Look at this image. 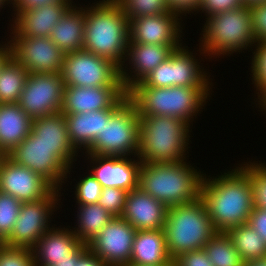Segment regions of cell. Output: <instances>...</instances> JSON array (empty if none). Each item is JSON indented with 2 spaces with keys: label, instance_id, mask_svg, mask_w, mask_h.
<instances>
[{
  "label": "cell",
  "instance_id": "cell-33",
  "mask_svg": "<svg viewBox=\"0 0 266 266\" xmlns=\"http://www.w3.org/2000/svg\"><path fill=\"white\" fill-rule=\"evenodd\" d=\"M130 21L131 19L160 15L169 12L166 0H115Z\"/></svg>",
  "mask_w": 266,
  "mask_h": 266
},
{
  "label": "cell",
  "instance_id": "cell-23",
  "mask_svg": "<svg viewBox=\"0 0 266 266\" xmlns=\"http://www.w3.org/2000/svg\"><path fill=\"white\" fill-rule=\"evenodd\" d=\"M172 261L163 229L136 231L130 264L127 266H162Z\"/></svg>",
  "mask_w": 266,
  "mask_h": 266
},
{
  "label": "cell",
  "instance_id": "cell-1",
  "mask_svg": "<svg viewBox=\"0 0 266 266\" xmlns=\"http://www.w3.org/2000/svg\"><path fill=\"white\" fill-rule=\"evenodd\" d=\"M210 180L203 177L200 198L215 230L226 233L230 228L246 224L254 207L249 176L237 167Z\"/></svg>",
  "mask_w": 266,
  "mask_h": 266
},
{
  "label": "cell",
  "instance_id": "cell-7",
  "mask_svg": "<svg viewBox=\"0 0 266 266\" xmlns=\"http://www.w3.org/2000/svg\"><path fill=\"white\" fill-rule=\"evenodd\" d=\"M206 19L201 38L205 54H231L256 43L252 15L247 6L213 14Z\"/></svg>",
  "mask_w": 266,
  "mask_h": 266
},
{
  "label": "cell",
  "instance_id": "cell-12",
  "mask_svg": "<svg viewBox=\"0 0 266 266\" xmlns=\"http://www.w3.org/2000/svg\"><path fill=\"white\" fill-rule=\"evenodd\" d=\"M59 189H53L46 197L23 202L11 234L2 242L9 247L32 249L50 229L49 215L55 209Z\"/></svg>",
  "mask_w": 266,
  "mask_h": 266
},
{
  "label": "cell",
  "instance_id": "cell-32",
  "mask_svg": "<svg viewBox=\"0 0 266 266\" xmlns=\"http://www.w3.org/2000/svg\"><path fill=\"white\" fill-rule=\"evenodd\" d=\"M213 266H243L244 260L234 247L230 237L224 232H217L204 245Z\"/></svg>",
  "mask_w": 266,
  "mask_h": 266
},
{
  "label": "cell",
  "instance_id": "cell-41",
  "mask_svg": "<svg viewBox=\"0 0 266 266\" xmlns=\"http://www.w3.org/2000/svg\"><path fill=\"white\" fill-rule=\"evenodd\" d=\"M252 28L257 43L266 42V2L249 7Z\"/></svg>",
  "mask_w": 266,
  "mask_h": 266
},
{
  "label": "cell",
  "instance_id": "cell-43",
  "mask_svg": "<svg viewBox=\"0 0 266 266\" xmlns=\"http://www.w3.org/2000/svg\"><path fill=\"white\" fill-rule=\"evenodd\" d=\"M173 262L174 266H213L204 249L180 254Z\"/></svg>",
  "mask_w": 266,
  "mask_h": 266
},
{
  "label": "cell",
  "instance_id": "cell-4",
  "mask_svg": "<svg viewBox=\"0 0 266 266\" xmlns=\"http://www.w3.org/2000/svg\"><path fill=\"white\" fill-rule=\"evenodd\" d=\"M189 126L190 124L180 118L139 116L140 137L137 157L142 163L184 161L190 137Z\"/></svg>",
  "mask_w": 266,
  "mask_h": 266
},
{
  "label": "cell",
  "instance_id": "cell-29",
  "mask_svg": "<svg viewBox=\"0 0 266 266\" xmlns=\"http://www.w3.org/2000/svg\"><path fill=\"white\" fill-rule=\"evenodd\" d=\"M28 74L13 56L5 62L0 70V104L19 101Z\"/></svg>",
  "mask_w": 266,
  "mask_h": 266
},
{
  "label": "cell",
  "instance_id": "cell-8",
  "mask_svg": "<svg viewBox=\"0 0 266 266\" xmlns=\"http://www.w3.org/2000/svg\"><path fill=\"white\" fill-rule=\"evenodd\" d=\"M77 151L75 147L46 146L29 134L7 156L15 163L39 174L54 189L60 190L64 182L62 180L67 178Z\"/></svg>",
  "mask_w": 266,
  "mask_h": 266
},
{
  "label": "cell",
  "instance_id": "cell-38",
  "mask_svg": "<svg viewBox=\"0 0 266 266\" xmlns=\"http://www.w3.org/2000/svg\"><path fill=\"white\" fill-rule=\"evenodd\" d=\"M76 188V198L79 205L98 203L101 196L102 187L96 178L89 174L81 179Z\"/></svg>",
  "mask_w": 266,
  "mask_h": 266
},
{
  "label": "cell",
  "instance_id": "cell-52",
  "mask_svg": "<svg viewBox=\"0 0 266 266\" xmlns=\"http://www.w3.org/2000/svg\"><path fill=\"white\" fill-rule=\"evenodd\" d=\"M258 99L260 100L259 104L261 105V107L263 106L262 109L265 110V108H266V92Z\"/></svg>",
  "mask_w": 266,
  "mask_h": 266
},
{
  "label": "cell",
  "instance_id": "cell-35",
  "mask_svg": "<svg viewBox=\"0 0 266 266\" xmlns=\"http://www.w3.org/2000/svg\"><path fill=\"white\" fill-rule=\"evenodd\" d=\"M240 167L250 178L254 207L266 210V165L264 163L244 164Z\"/></svg>",
  "mask_w": 266,
  "mask_h": 266
},
{
  "label": "cell",
  "instance_id": "cell-50",
  "mask_svg": "<svg viewBox=\"0 0 266 266\" xmlns=\"http://www.w3.org/2000/svg\"><path fill=\"white\" fill-rule=\"evenodd\" d=\"M243 266H266V257L245 261Z\"/></svg>",
  "mask_w": 266,
  "mask_h": 266
},
{
  "label": "cell",
  "instance_id": "cell-20",
  "mask_svg": "<svg viewBox=\"0 0 266 266\" xmlns=\"http://www.w3.org/2000/svg\"><path fill=\"white\" fill-rule=\"evenodd\" d=\"M86 246L72 230L50 228L31 250L35 266H53L60 260L74 259Z\"/></svg>",
  "mask_w": 266,
  "mask_h": 266
},
{
  "label": "cell",
  "instance_id": "cell-2",
  "mask_svg": "<svg viewBox=\"0 0 266 266\" xmlns=\"http://www.w3.org/2000/svg\"><path fill=\"white\" fill-rule=\"evenodd\" d=\"M86 9L83 49L121 68L129 43L128 18L115 0H102Z\"/></svg>",
  "mask_w": 266,
  "mask_h": 266
},
{
  "label": "cell",
  "instance_id": "cell-18",
  "mask_svg": "<svg viewBox=\"0 0 266 266\" xmlns=\"http://www.w3.org/2000/svg\"><path fill=\"white\" fill-rule=\"evenodd\" d=\"M98 167L91 174L102 188L114 187L130 192L139 187L141 160L132 161L126 156L88 154Z\"/></svg>",
  "mask_w": 266,
  "mask_h": 266
},
{
  "label": "cell",
  "instance_id": "cell-28",
  "mask_svg": "<svg viewBox=\"0 0 266 266\" xmlns=\"http://www.w3.org/2000/svg\"><path fill=\"white\" fill-rule=\"evenodd\" d=\"M30 134L49 147H74L61 112L33 119Z\"/></svg>",
  "mask_w": 266,
  "mask_h": 266
},
{
  "label": "cell",
  "instance_id": "cell-24",
  "mask_svg": "<svg viewBox=\"0 0 266 266\" xmlns=\"http://www.w3.org/2000/svg\"><path fill=\"white\" fill-rule=\"evenodd\" d=\"M32 121L18 103L0 104L1 154H9L30 134Z\"/></svg>",
  "mask_w": 266,
  "mask_h": 266
},
{
  "label": "cell",
  "instance_id": "cell-26",
  "mask_svg": "<svg viewBox=\"0 0 266 266\" xmlns=\"http://www.w3.org/2000/svg\"><path fill=\"white\" fill-rule=\"evenodd\" d=\"M85 27V8L76 10L72 6L54 26L50 39L64 53L83 49Z\"/></svg>",
  "mask_w": 266,
  "mask_h": 266
},
{
  "label": "cell",
  "instance_id": "cell-47",
  "mask_svg": "<svg viewBox=\"0 0 266 266\" xmlns=\"http://www.w3.org/2000/svg\"><path fill=\"white\" fill-rule=\"evenodd\" d=\"M15 9H30L61 0H11Z\"/></svg>",
  "mask_w": 266,
  "mask_h": 266
},
{
  "label": "cell",
  "instance_id": "cell-14",
  "mask_svg": "<svg viewBox=\"0 0 266 266\" xmlns=\"http://www.w3.org/2000/svg\"><path fill=\"white\" fill-rule=\"evenodd\" d=\"M12 34L15 36L8 42L12 56L29 74L61 72L65 54L49 37H21L15 31Z\"/></svg>",
  "mask_w": 266,
  "mask_h": 266
},
{
  "label": "cell",
  "instance_id": "cell-53",
  "mask_svg": "<svg viewBox=\"0 0 266 266\" xmlns=\"http://www.w3.org/2000/svg\"><path fill=\"white\" fill-rule=\"evenodd\" d=\"M11 0H0V7L5 4V2L10 3Z\"/></svg>",
  "mask_w": 266,
  "mask_h": 266
},
{
  "label": "cell",
  "instance_id": "cell-54",
  "mask_svg": "<svg viewBox=\"0 0 266 266\" xmlns=\"http://www.w3.org/2000/svg\"><path fill=\"white\" fill-rule=\"evenodd\" d=\"M162 266H174V262L172 261L170 264H168V265H162Z\"/></svg>",
  "mask_w": 266,
  "mask_h": 266
},
{
  "label": "cell",
  "instance_id": "cell-51",
  "mask_svg": "<svg viewBox=\"0 0 266 266\" xmlns=\"http://www.w3.org/2000/svg\"><path fill=\"white\" fill-rule=\"evenodd\" d=\"M242 1H243L244 6H247V7H251L253 5L266 2V0H242Z\"/></svg>",
  "mask_w": 266,
  "mask_h": 266
},
{
  "label": "cell",
  "instance_id": "cell-16",
  "mask_svg": "<svg viewBox=\"0 0 266 266\" xmlns=\"http://www.w3.org/2000/svg\"><path fill=\"white\" fill-rule=\"evenodd\" d=\"M54 188L39 174L15 163L7 155L0 160V191L19 201H36L46 197Z\"/></svg>",
  "mask_w": 266,
  "mask_h": 266
},
{
  "label": "cell",
  "instance_id": "cell-44",
  "mask_svg": "<svg viewBox=\"0 0 266 266\" xmlns=\"http://www.w3.org/2000/svg\"><path fill=\"white\" fill-rule=\"evenodd\" d=\"M266 242V210L253 207L247 222Z\"/></svg>",
  "mask_w": 266,
  "mask_h": 266
},
{
  "label": "cell",
  "instance_id": "cell-48",
  "mask_svg": "<svg viewBox=\"0 0 266 266\" xmlns=\"http://www.w3.org/2000/svg\"><path fill=\"white\" fill-rule=\"evenodd\" d=\"M12 56L11 45L0 46V70L5 62Z\"/></svg>",
  "mask_w": 266,
  "mask_h": 266
},
{
  "label": "cell",
  "instance_id": "cell-15",
  "mask_svg": "<svg viewBox=\"0 0 266 266\" xmlns=\"http://www.w3.org/2000/svg\"><path fill=\"white\" fill-rule=\"evenodd\" d=\"M123 85L101 87L65 86L61 113L63 115L118 109L127 99Z\"/></svg>",
  "mask_w": 266,
  "mask_h": 266
},
{
  "label": "cell",
  "instance_id": "cell-13",
  "mask_svg": "<svg viewBox=\"0 0 266 266\" xmlns=\"http://www.w3.org/2000/svg\"><path fill=\"white\" fill-rule=\"evenodd\" d=\"M136 231L127 220L113 217L87 247L107 266H127L130 264Z\"/></svg>",
  "mask_w": 266,
  "mask_h": 266
},
{
  "label": "cell",
  "instance_id": "cell-30",
  "mask_svg": "<svg viewBox=\"0 0 266 266\" xmlns=\"http://www.w3.org/2000/svg\"><path fill=\"white\" fill-rule=\"evenodd\" d=\"M79 206V225L72 232L81 243L88 244L113 219V216L99 203Z\"/></svg>",
  "mask_w": 266,
  "mask_h": 266
},
{
  "label": "cell",
  "instance_id": "cell-36",
  "mask_svg": "<svg viewBox=\"0 0 266 266\" xmlns=\"http://www.w3.org/2000/svg\"><path fill=\"white\" fill-rule=\"evenodd\" d=\"M128 192L119 188H102L98 203L113 217H121L126 203Z\"/></svg>",
  "mask_w": 266,
  "mask_h": 266
},
{
  "label": "cell",
  "instance_id": "cell-6",
  "mask_svg": "<svg viewBox=\"0 0 266 266\" xmlns=\"http://www.w3.org/2000/svg\"><path fill=\"white\" fill-rule=\"evenodd\" d=\"M209 87L133 86L127 91L139 116L158 115L180 118L190 123L206 102Z\"/></svg>",
  "mask_w": 266,
  "mask_h": 266
},
{
  "label": "cell",
  "instance_id": "cell-21",
  "mask_svg": "<svg viewBox=\"0 0 266 266\" xmlns=\"http://www.w3.org/2000/svg\"><path fill=\"white\" fill-rule=\"evenodd\" d=\"M168 207L139 187L128 192L122 218L137 231L163 229Z\"/></svg>",
  "mask_w": 266,
  "mask_h": 266
},
{
  "label": "cell",
  "instance_id": "cell-10",
  "mask_svg": "<svg viewBox=\"0 0 266 266\" xmlns=\"http://www.w3.org/2000/svg\"><path fill=\"white\" fill-rule=\"evenodd\" d=\"M61 76L65 86L123 85L116 64L84 49L65 54Z\"/></svg>",
  "mask_w": 266,
  "mask_h": 266
},
{
  "label": "cell",
  "instance_id": "cell-45",
  "mask_svg": "<svg viewBox=\"0 0 266 266\" xmlns=\"http://www.w3.org/2000/svg\"><path fill=\"white\" fill-rule=\"evenodd\" d=\"M166 3L169 11L179 16L187 11L188 13L192 10L197 11L201 0H166Z\"/></svg>",
  "mask_w": 266,
  "mask_h": 266
},
{
  "label": "cell",
  "instance_id": "cell-27",
  "mask_svg": "<svg viewBox=\"0 0 266 266\" xmlns=\"http://www.w3.org/2000/svg\"><path fill=\"white\" fill-rule=\"evenodd\" d=\"M180 46L171 54L172 87H210L209 78L202 72L197 59Z\"/></svg>",
  "mask_w": 266,
  "mask_h": 266
},
{
  "label": "cell",
  "instance_id": "cell-46",
  "mask_svg": "<svg viewBox=\"0 0 266 266\" xmlns=\"http://www.w3.org/2000/svg\"><path fill=\"white\" fill-rule=\"evenodd\" d=\"M75 266H107L93 252L87 249L76 262Z\"/></svg>",
  "mask_w": 266,
  "mask_h": 266
},
{
  "label": "cell",
  "instance_id": "cell-9",
  "mask_svg": "<svg viewBox=\"0 0 266 266\" xmlns=\"http://www.w3.org/2000/svg\"><path fill=\"white\" fill-rule=\"evenodd\" d=\"M139 114L128 98L104 124L102 132L87 149L88 154L126 156L138 155Z\"/></svg>",
  "mask_w": 266,
  "mask_h": 266
},
{
  "label": "cell",
  "instance_id": "cell-49",
  "mask_svg": "<svg viewBox=\"0 0 266 266\" xmlns=\"http://www.w3.org/2000/svg\"><path fill=\"white\" fill-rule=\"evenodd\" d=\"M88 249L86 246L74 259H63L58 261L53 266H75L76 262L78 261V258Z\"/></svg>",
  "mask_w": 266,
  "mask_h": 266
},
{
  "label": "cell",
  "instance_id": "cell-19",
  "mask_svg": "<svg viewBox=\"0 0 266 266\" xmlns=\"http://www.w3.org/2000/svg\"><path fill=\"white\" fill-rule=\"evenodd\" d=\"M71 0L55 1L30 9H16L14 31L21 37L48 38L52 29L72 7Z\"/></svg>",
  "mask_w": 266,
  "mask_h": 266
},
{
  "label": "cell",
  "instance_id": "cell-31",
  "mask_svg": "<svg viewBox=\"0 0 266 266\" xmlns=\"http://www.w3.org/2000/svg\"><path fill=\"white\" fill-rule=\"evenodd\" d=\"M226 234L244 262L266 257L265 240L248 223L230 228Z\"/></svg>",
  "mask_w": 266,
  "mask_h": 266
},
{
  "label": "cell",
  "instance_id": "cell-3",
  "mask_svg": "<svg viewBox=\"0 0 266 266\" xmlns=\"http://www.w3.org/2000/svg\"><path fill=\"white\" fill-rule=\"evenodd\" d=\"M202 175L184 161L142 163L139 188L167 207L186 204L200 198Z\"/></svg>",
  "mask_w": 266,
  "mask_h": 266
},
{
  "label": "cell",
  "instance_id": "cell-34",
  "mask_svg": "<svg viewBox=\"0 0 266 266\" xmlns=\"http://www.w3.org/2000/svg\"><path fill=\"white\" fill-rule=\"evenodd\" d=\"M21 204L16 197L0 191V243L11 234Z\"/></svg>",
  "mask_w": 266,
  "mask_h": 266
},
{
  "label": "cell",
  "instance_id": "cell-5",
  "mask_svg": "<svg viewBox=\"0 0 266 266\" xmlns=\"http://www.w3.org/2000/svg\"><path fill=\"white\" fill-rule=\"evenodd\" d=\"M163 230L166 248L172 260L180 254L203 249L217 233L201 198L169 206Z\"/></svg>",
  "mask_w": 266,
  "mask_h": 266
},
{
  "label": "cell",
  "instance_id": "cell-40",
  "mask_svg": "<svg viewBox=\"0 0 266 266\" xmlns=\"http://www.w3.org/2000/svg\"><path fill=\"white\" fill-rule=\"evenodd\" d=\"M134 86L172 87L171 55Z\"/></svg>",
  "mask_w": 266,
  "mask_h": 266
},
{
  "label": "cell",
  "instance_id": "cell-39",
  "mask_svg": "<svg viewBox=\"0 0 266 266\" xmlns=\"http://www.w3.org/2000/svg\"><path fill=\"white\" fill-rule=\"evenodd\" d=\"M257 49L252 57V79L254 80L259 92H257L258 97L260 98L266 92V42L257 43Z\"/></svg>",
  "mask_w": 266,
  "mask_h": 266
},
{
  "label": "cell",
  "instance_id": "cell-11",
  "mask_svg": "<svg viewBox=\"0 0 266 266\" xmlns=\"http://www.w3.org/2000/svg\"><path fill=\"white\" fill-rule=\"evenodd\" d=\"M65 83L61 72L28 74L18 105L32 119L61 111Z\"/></svg>",
  "mask_w": 266,
  "mask_h": 266
},
{
  "label": "cell",
  "instance_id": "cell-22",
  "mask_svg": "<svg viewBox=\"0 0 266 266\" xmlns=\"http://www.w3.org/2000/svg\"><path fill=\"white\" fill-rule=\"evenodd\" d=\"M182 45H154L143 43H128L126 55L133 67V78L125 71L124 67L120 68V78L126 91L140 82L146 75L153 71L162 62H165L174 50ZM131 59V60H130ZM136 77V78H135Z\"/></svg>",
  "mask_w": 266,
  "mask_h": 266
},
{
  "label": "cell",
  "instance_id": "cell-25",
  "mask_svg": "<svg viewBox=\"0 0 266 266\" xmlns=\"http://www.w3.org/2000/svg\"><path fill=\"white\" fill-rule=\"evenodd\" d=\"M116 110L105 109L64 115L72 145L76 149L83 147L87 150L93 144L98 134L102 132L104 124L109 121L110 116Z\"/></svg>",
  "mask_w": 266,
  "mask_h": 266
},
{
  "label": "cell",
  "instance_id": "cell-42",
  "mask_svg": "<svg viewBox=\"0 0 266 266\" xmlns=\"http://www.w3.org/2000/svg\"><path fill=\"white\" fill-rule=\"evenodd\" d=\"M242 0H201L198 10L206 11L207 16L243 7Z\"/></svg>",
  "mask_w": 266,
  "mask_h": 266
},
{
  "label": "cell",
  "instance_id": "cell-17",
  "mask_svg": "<svg viewBox=\"0 0 266 266\" xmlns=\"http://www.w3.org/2000/svg\"><path fill=\"white\" fill-rule=\"evenodd\" d=\"M178 15L170 11L129 21V42L154 45L179 44L180 26ZM179 38V39H178Z\"/></svg>",
  "mask_w": 266,
  "mask_h": 266
},
{
  "label": "cell",
  "instance_id": "cell-37",
  "mask_svg": "<svg viewBox=\"0 0 266 266\" xmlns=\"http://www.w3.org/2000/svg\"><path fill=\"white\" fill-rule=\"evenodd\" d=\"M0 266H35L32 250L0 243Z\"/></svg>",
  "mask_w": 266,
  "mask_h": 266
}]
</instances>
